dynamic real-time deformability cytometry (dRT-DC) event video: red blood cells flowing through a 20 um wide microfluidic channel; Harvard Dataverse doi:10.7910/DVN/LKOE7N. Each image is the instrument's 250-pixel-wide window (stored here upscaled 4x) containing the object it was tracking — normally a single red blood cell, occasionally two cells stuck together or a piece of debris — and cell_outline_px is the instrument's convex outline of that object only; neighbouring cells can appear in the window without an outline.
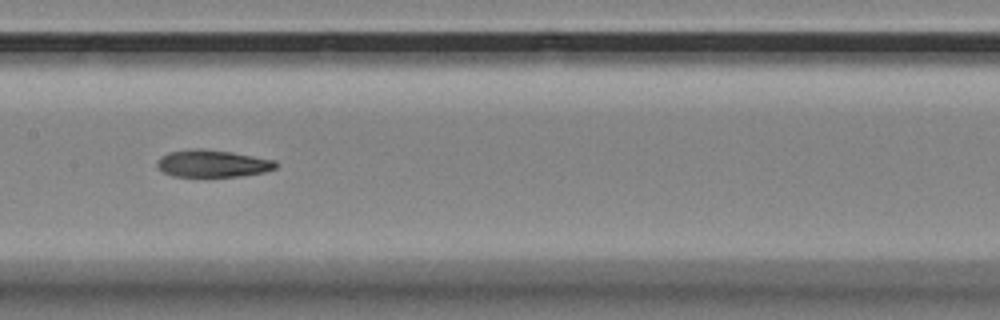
{"species": "Egyptian fruit bat (a non-hibernating species)", "species_latin": "Rousettus aegyptiacus", "temperature_condition": "room temperature", "stored_images_in_passage": 15, "camera_frame_rate_fps": 3000, "um_per_image_px": 0.085, "animal": {"sex": "female"}, "frame": {"image": 1, "passage_image": 7, "time_ms": 2.0, "image_size_px": [1000, 320], "cell_outline_px": [[280, 164], [276, 168], [264, 172], [240, 176], [172, 176], [156, 168], [156, 160], [160, 156], [168, 152], [192, 148], [200, 148], [232, 152], [276, 160]], "centroid_in_image_um": [18.05, 13.89], "position_along_channel_um": 189.3, "area_um2": 19.07}}
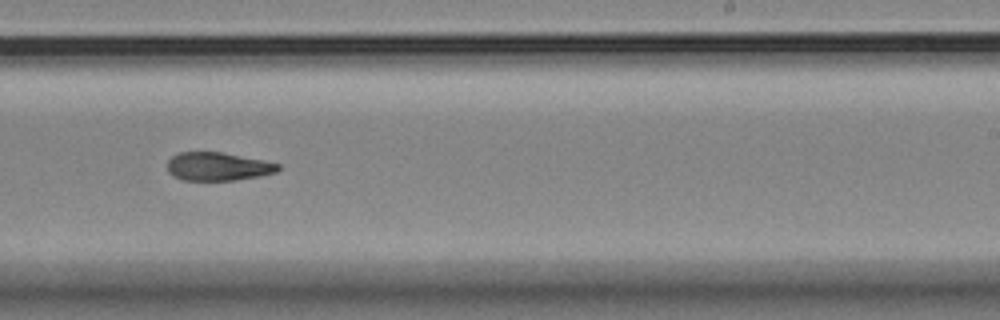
{"frame": {"image": 2, "passage_image": 9, "time_ms": 2.667, "image_size_px": [1000, 320], "cell_outline_px": [[280, 168], [276, 172], [260, 176], [236, 180], [180, 180], [172, 176], [168, 172], [168, 160], [172, 156], [180, 152], [220, 152], [264, 160], [280, 164]], "centroid_in_image_um": [18.51, 14.16], "position_along_channel_um": 270.5, "area_um2": 18.32}}
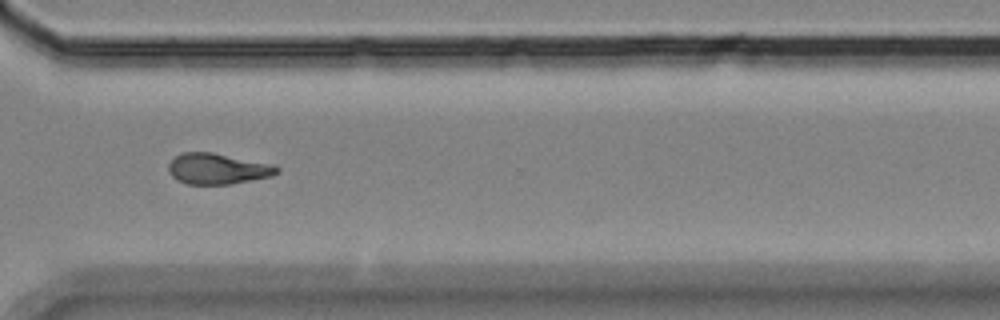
{"frame": {"image": 3, "passage_image": 11, "time_ms": 3.333, "image_size_px": [1000, 320], "cell_outline_px": [[280, 172], [272, 176], [232, 184], [188, 184], [176, 180], [168, 172], [168, 164], [180, 152], [212, 152], [276, 164], [280, 168]], "centroid_in_image_um": [18.53, 14.34], "position_along_channel_um": 352.1, "area_um2": 19.83}}